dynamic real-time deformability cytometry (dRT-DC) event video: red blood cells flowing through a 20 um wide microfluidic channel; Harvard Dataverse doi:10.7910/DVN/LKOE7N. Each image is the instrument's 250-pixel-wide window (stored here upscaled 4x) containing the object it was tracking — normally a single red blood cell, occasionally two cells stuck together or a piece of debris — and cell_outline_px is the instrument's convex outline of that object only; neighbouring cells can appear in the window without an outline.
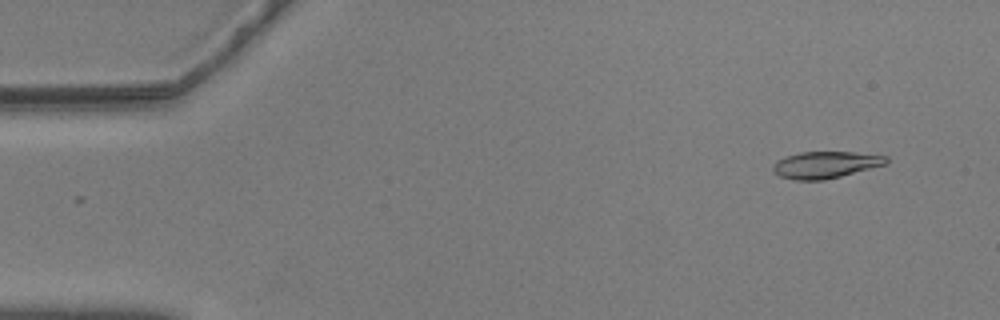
{"species": "common noctule bat (a hibernating species)", "species_latin": "Nyctalus noctula", "temperature_condition": "warm", "stored_images_in_passage": 57, "camera_frame_rate_fps": 3000, "um_per_image_px": 0.085, "animal": {"sex": "male", "body_mass_g": 20.5, "forearm_length_mm": 52.5}, "frame": {"image": 1, "passage_image": 5, "time_ms": 1.333, "image_size_px": [1000, 320], "cell_outline_px": [[888, 160], [884, 164], [840, 176], [824, 180], [796, 180], [780, 176], [772, 168], [776, 160], [800, 152], [852, 152], [888, 156]], "centroid_in_image_um": [70.14, 14.0], "position_along_channel_um": 14.9, "area_um2": 17.28}}
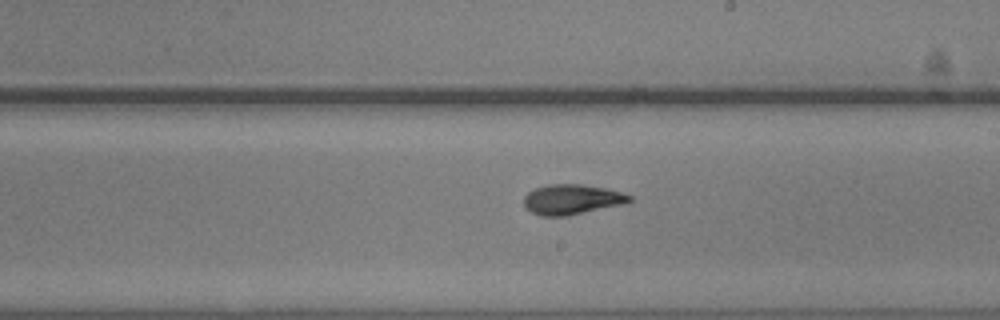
{"frame": {"image": 2, "passage_image": 33, "time_ms": 10.667, "image_size_px": [1000, 320], "cell_outline_px": [[632, 200], [624, 204], [564, 216], [540, 216], [532, 212], [524, 204], [524, 196], [528, 192], [536, 188], [552, 184], [580, 184], [608, 188], [632, 196]], "centroid_in_image_um": [48.62, 16.94], "position_along_channel_um": 240.4, "area_um2": 18.32}}
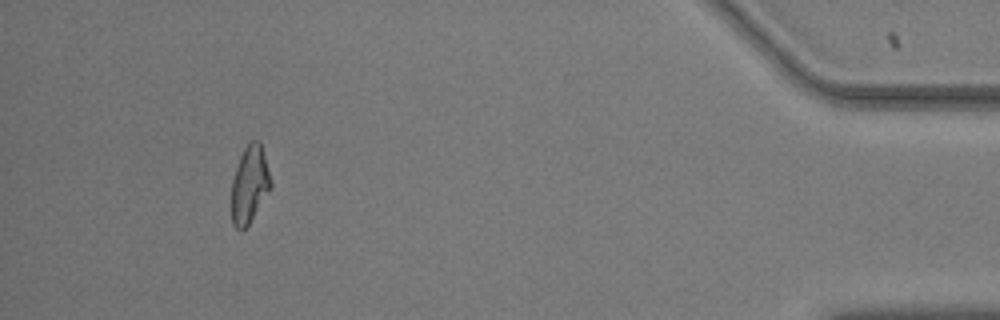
{"frame": {"image": 3, "passage_image": 53, "time_ms": 17.333, "image_size_px": [1000, 320], "cell_outline_px": [[272, 184], [248, 224], [244, 228], [236, 228], [232, 224], [232, 180], [240, 156], [244, 148], [252, 140], [260, 140]], "centroid_in_image_um": [21.2, 15.64], "position_along_channel_um": 414.0, "area_um2": 17.05}, "authors_computed_cell_mechanics": {"area_um2": 17.9758, "velocity_mm_per_s": 3.5753, "shape_relaxation_time_tau1_ms": 4.7347, "shape_relaxation_time_tau2_ms": 4.3159, "deformation_change_tau1": 0.1773, "deformation_change_tau2": 0.1013}}